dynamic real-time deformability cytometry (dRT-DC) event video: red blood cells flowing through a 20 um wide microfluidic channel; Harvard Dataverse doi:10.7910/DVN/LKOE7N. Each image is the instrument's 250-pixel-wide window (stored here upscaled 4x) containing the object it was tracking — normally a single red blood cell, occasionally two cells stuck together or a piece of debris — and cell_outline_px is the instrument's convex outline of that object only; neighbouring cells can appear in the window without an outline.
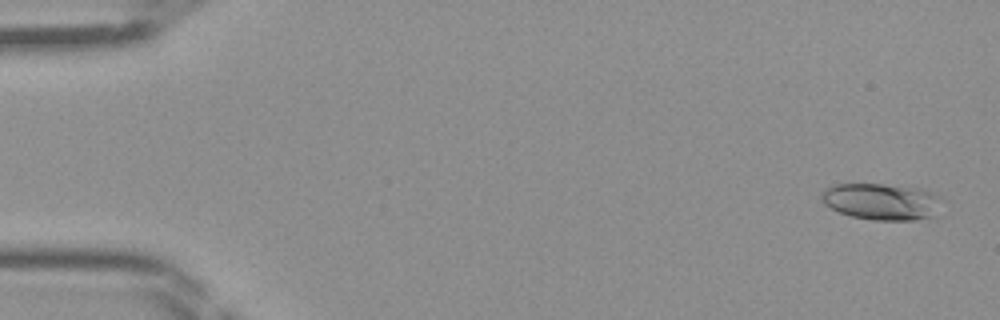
{"species": "Egyptian fruit bat (a non-hibernating species)", "species_latin": "Rousettus aegyptiacus", "temperature_condition": "room temperature", "stored_images_in_passage": 45, "camera_frame_rate_fps": 3000, "um_per_image_px": 0.085, "frame": {"image": 1, "passage_image": 2, "time_ms": 0.333, "image_size_px": [1000, 320], "cell_outline_px": [[944, 200], [936, 216], [916, 220], [872, 220], [852, 216], [840, 212], [824, 204], [820, 200], [820, 196], [824, 188], [832, 184], [880, 184], [920, 188], [940, 196]], "centroid_in_image_um": [74.96, 17.13], "position_along_channel_um": 10.0, "area_um2": 26.07}}
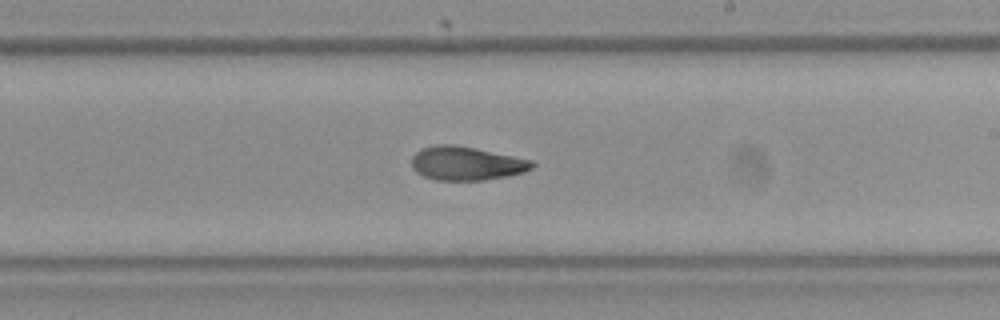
{"frame": {"image": 2, "passage_image": 27, "time_ms": 8.667, "image_size_px": [1000, 320], "cell_outline_px": [[536, 164], [532, 168], [524, 172], [508, 176], [484, 180], [436, 180], [424, 176], [416, 172], [412, 168], [412, 156], [420, 148], [436, 144], [452, 144], [476, 148], [532, 160]], "centroid_in_image_um": [39.63, 13.88], "position_along_channel_um": 249.4, "area_um2": 23.81}}
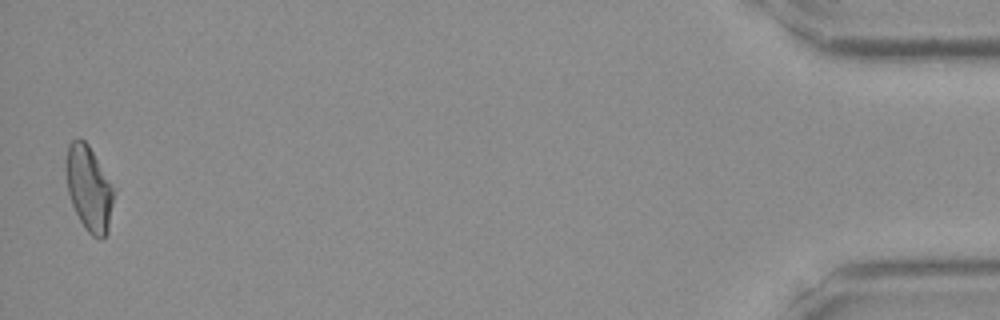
{"frame": {"image": 3, "passage_image": 45, "time_ms": 14.667, "image_size_px": [1000, 320], "cell_outline_px": [[112, 204], [108, 232], [100, 240], [92, 236], [84, 228], [72, 204], [68, 192], [64, 168], [64, 160], [68, 144], [72, 140], [80, 136], [88, 144], [112, 184]], "centroid_in_image_um": [7.51, 15.97], "position_along_channel_um": 427.7, "area_um2": 23.76}}